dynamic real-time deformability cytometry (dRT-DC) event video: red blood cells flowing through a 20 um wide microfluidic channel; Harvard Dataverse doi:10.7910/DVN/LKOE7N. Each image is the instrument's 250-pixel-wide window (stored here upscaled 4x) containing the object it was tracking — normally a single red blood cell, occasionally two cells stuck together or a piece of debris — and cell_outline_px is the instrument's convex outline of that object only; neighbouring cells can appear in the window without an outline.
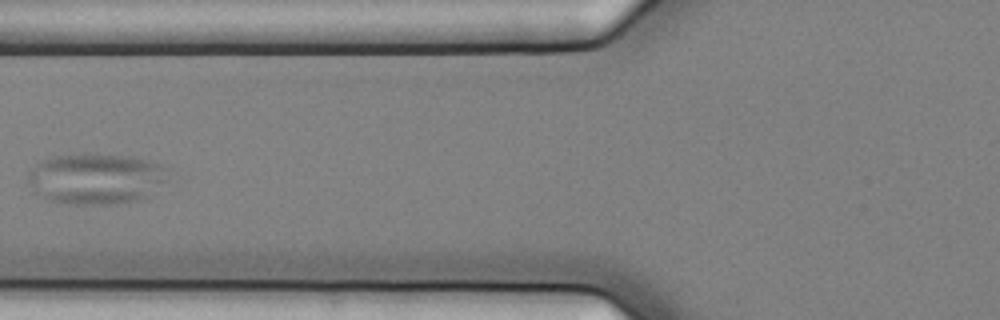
{"species": "common noctule bat (a hibernating species)", "species_latin": "Nyctalus noctula", "temperature_condition": "cold", "stored_images_in_passage": 10, "camera_frame_rate_fps": 3000, "um_per_image_px": 0.085, "animal": {"sex": "female", "body_mass_g": 25.1}, "frame": {"image": 1, "passage_image": 7, "time_ms": 2.0, "image_size_px": [1000, 320], "cell_outline_px": [[168, 180], [148, 196], [136, 200], [112, 204], [68, 204], [52, 200], [36, 192], [28, 180], [28, 172], [36, 164], [44, 160], [56, 156], [132, 156], [148, 160], [160, 164], [168, 168]], "centroid_in_image_um": [8.23, 15.21], "position_along_channel_um": 117.6, "area_um2": 40.63}}
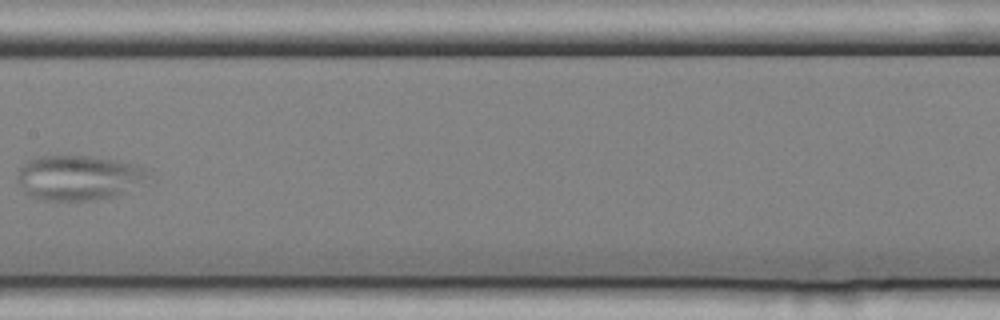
{"frame": {"image": 2, "passage_image": 9, "time_ms": 2.667, "image_size_px": [1000, 320], "cell_outline_px": [[152, 184], [100, 200], [40, 200], [28, 196], [24, 192], [16, 180], [16, 172], [28, 160], [36, 156], [88, 156], [116, 160], [136, 164], [152, 168]], "centroid_in_image_um": [6.81, 15.11], "position_along_channel_um": 200.6, "area_um2": 35.66}}
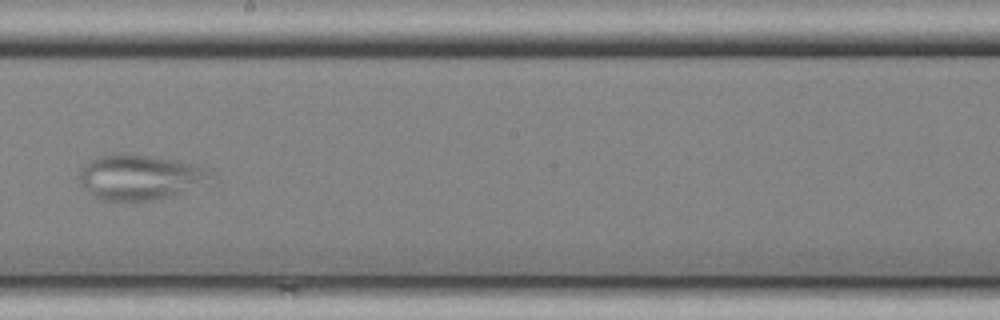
{"frame": {"image": 3, "passage_image": 10, "time_ms": 3.0, "image_size_px": [1000, 320], "cell_outline_px": [[208, 176], [180, 192], [156, 200], [104, 200], [92, 196], [80, 184], [80, 168], [84, 164], [96, 156], [120, 152], [176, 160], [208, 168]], "centroid_in_image_um": [11.7, 15.03], "position_along_channel_um": 236.5, "area_um2": 33.58}}